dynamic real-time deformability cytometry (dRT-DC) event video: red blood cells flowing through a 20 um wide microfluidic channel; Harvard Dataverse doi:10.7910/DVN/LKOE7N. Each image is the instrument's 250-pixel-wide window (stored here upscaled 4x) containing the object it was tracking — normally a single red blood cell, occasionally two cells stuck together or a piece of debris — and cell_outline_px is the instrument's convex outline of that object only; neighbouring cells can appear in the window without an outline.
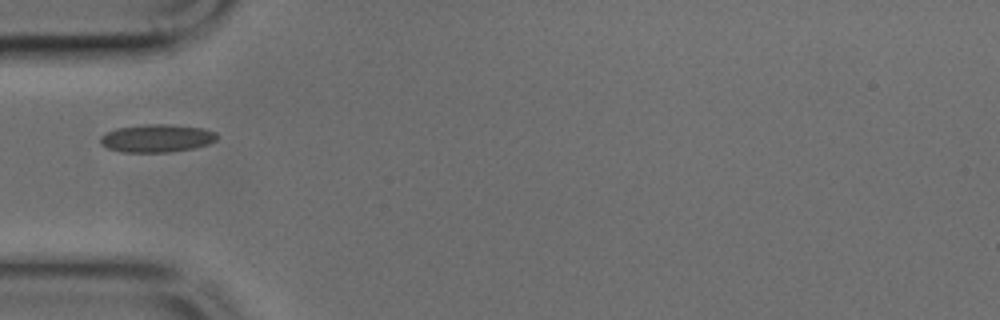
{"species": "common noctule bat (a hibernating species)", "species_latin": "Nyctalus noctula", "temperature_condition": "cold", "stored_images_in_passage": 34, "camera_frame_rate_fps": 3000, "um_per_image_px": 0.085, "animal": {"sex": "male", "body_mass_g": 17.9, "forearm_length_mm": 54.2}, "frame": {"image": 1, "passage_image": 1, "time_ms": 0.0, "image_size_px": [1000, 320], "cell_outline_px": [[216, 140], [208, 144], [192, 148], [168, 152], [124, 152], [108, 148], [100, 144], [100, 136], [116, 128], [144, 124], [168, 124], [204, 128], [216, 132]], "centroid_in_image_um": [13.32, 11.74], "position_along_channel_um": 71.7, "area_um2": 18.9}}
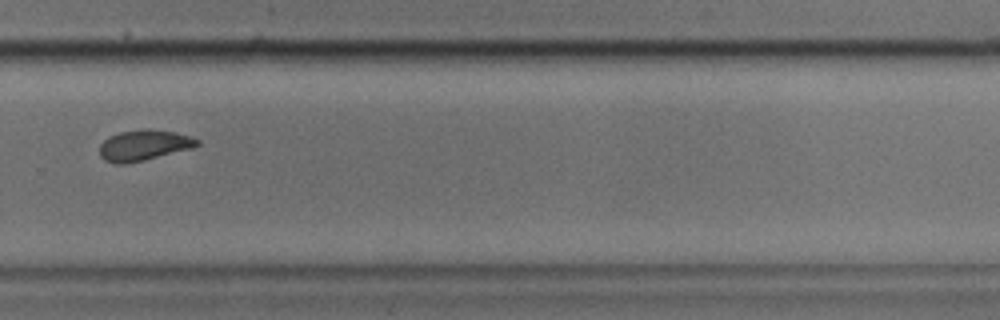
{"frame": {"image": 2, "passage_image": 19, "time_ms": 6.0, "image_size_px": [1000, 320], "cell_outline_px": [[200, 144], [192, 148], [144, 160], [124, 164], [116, 164], [104, 160], [100, 156], [100, 144], [108, 136], [120, 132], [148, 128], [172, 132], [188, 136], [200, 140]], "centroid_in_image_um": [12.2, 12.35], "position_along_channel_um": 317.6, "area_um2": 17.34}}
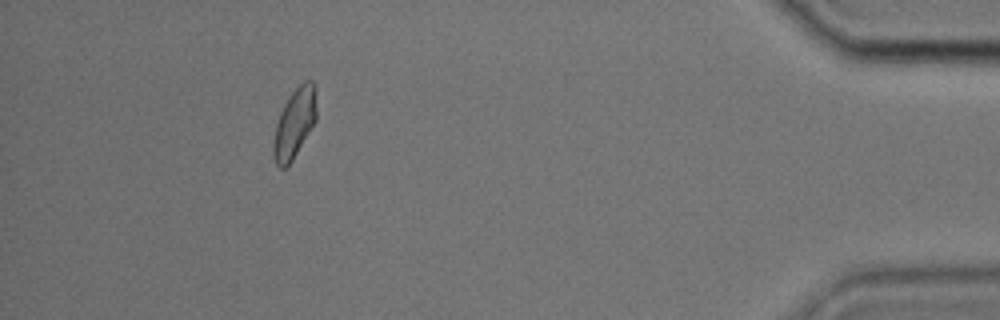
{"frame": {"image": 3, "passage_image": 30, "time_ms": 9.667, "image_size_px": [1000, 320], "cell_outline_px": [[316, 120], [292, 160], [284, 168], [280, 168], [276, 164], [272, 156], [272, 144], [276, 124], [280, 112], [288, 96], [304, 80], [312, 80], [316, 84]], "centroid_in_image_um": [25.03, 10.44], "position_along_channel_um": 410.2, "area_um2": 17.57}}